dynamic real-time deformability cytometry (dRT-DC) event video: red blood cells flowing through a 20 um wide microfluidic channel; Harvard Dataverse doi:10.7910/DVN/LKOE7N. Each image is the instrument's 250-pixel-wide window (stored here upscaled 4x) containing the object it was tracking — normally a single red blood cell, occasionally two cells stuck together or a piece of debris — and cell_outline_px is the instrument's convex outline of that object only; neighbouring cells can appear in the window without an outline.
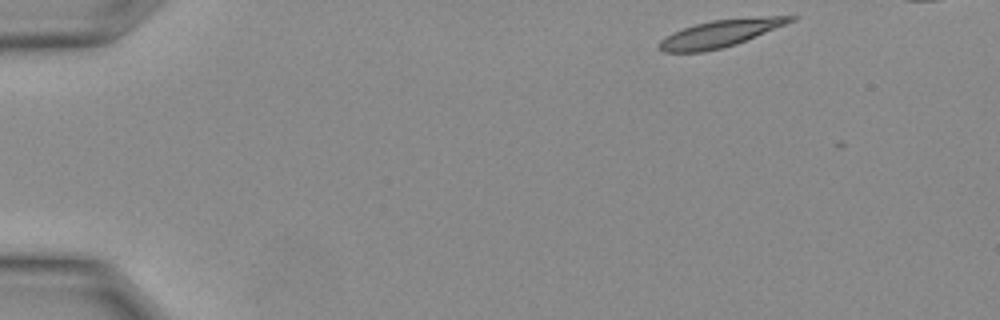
{"species": "Egyptian fruit bat (a non-hibernating species)", "species_latin": "Rousettus aegyptiacus", "temperature_condition": "warm", "stored_images_in_passage": 5, "camera_frame_rate_fps": 3000, "um_per_image_px": 0.085, "animal": {"sex": "female"}, "frame": {"image": 1, "passage_image": 1, "time_ms": 0.0, "image_size_px": [1000, 320], "cell_outline_px": [[796, 20], [736, 44], [704, 52], [664, 52], [660, 48], [660, 40], [664, 36], [672, 32], [696, 24], [712, 20], [768, 16], [796, 16]], "centroid_in_image_um": [61.21, 2.84], "position_along_channel_um": 23.8, "area_um2": 20.46}}